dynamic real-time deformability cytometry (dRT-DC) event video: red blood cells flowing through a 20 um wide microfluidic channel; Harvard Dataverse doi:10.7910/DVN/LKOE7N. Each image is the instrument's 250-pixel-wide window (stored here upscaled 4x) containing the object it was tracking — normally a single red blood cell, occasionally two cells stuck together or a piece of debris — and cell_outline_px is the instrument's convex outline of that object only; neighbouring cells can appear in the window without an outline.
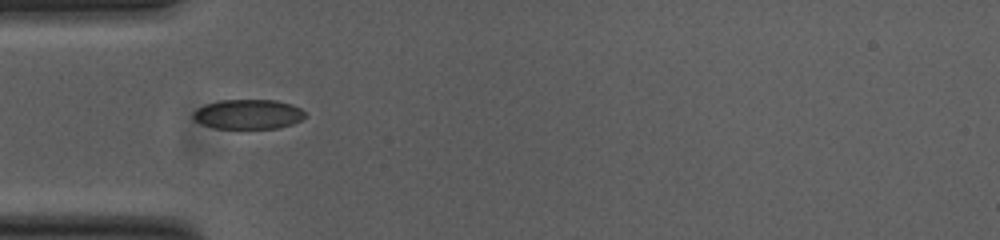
{"species": "common noctule bat (a hibernating species)", "species_latin": "Nyctalus noctula", "temperature_condition": "cold", "stored_images_in_passage": 38, "camera_frame_rate_fps": 3000, "um_per_image_px": 0.085, "animal": {"sex": "female", "body_mass_g": 23.0, "forearm_length_mm": 53.4}, "frame": {"image": 1, "passage_image": 1, "time_ms": 0.0, "image_size_px": [1000, 240], "cell_outline_px": [[308, 116], [292, 124], [280, 128], [216, 128], [204, 124], [196, 120], [192, 116], [192, 112], [196, 108], [204, 104], [220, 100], [276, 100], [292, 104], [300, 108]], "centroid_in_image_um": [21.11, 9.7], "position_along_channel_um": 63.9, "area_um2": 19.42}}
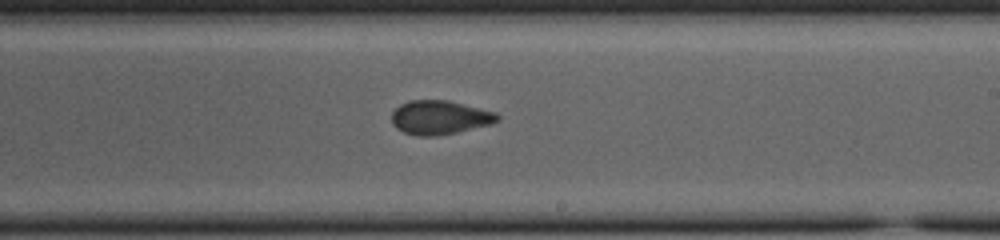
{"frame": {"image": 2, "passage_image": 16, "time_ms": 5.0, "image_size_px": [1000, 240], "cell_outline_px": [[500, 120], [492, 124], [456, 132], [436, 136], [416, 136], [404, 132], [396, 128], [392, 124], [392, 112], [400, 104], [408, 100], [448, 100], [496, 112], [500, 116]], "centroid_in_image_um": [37.38, 9.98], "position_along_channel_um": 251.6, "area_um2": 21.04}}
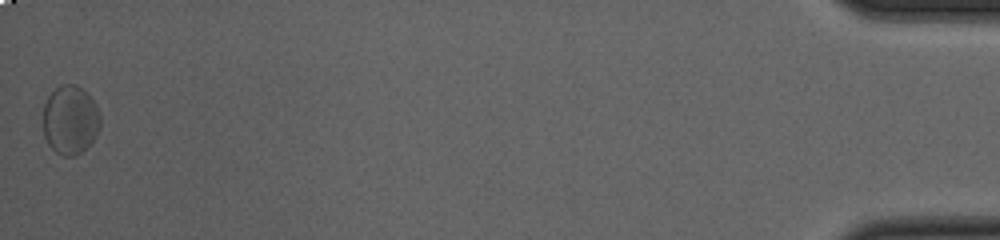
{"frame": {"image": 3, "passage_image": 38, "time_ms": 12.333, "image_size_px": [1000, 240], "cell_outline_px": [[100, 128], [96, 136], [80, 152], [72, 156], [64, 156], [56, 152], [48, 144], [44, 136], [44, 104], [48, 96], [60, 84], [76, 84], [96, 104], [100, 112]], "centroid_in_image_um": [5.97, 10.19], "position_along_channel_um": 429.2, "area_um2": 22.77}, "authors_computed_cell_mechanics": {"area_um2": 20.9525, "velocity_mm_per_s": 3.763, "shape_relaxation_time_tau1_ms": null, "shape_relaxation_time_tau2_ms": 1.7803, "deformation_change_tau1": null, "deformation_change_tau2": 0.0626}}